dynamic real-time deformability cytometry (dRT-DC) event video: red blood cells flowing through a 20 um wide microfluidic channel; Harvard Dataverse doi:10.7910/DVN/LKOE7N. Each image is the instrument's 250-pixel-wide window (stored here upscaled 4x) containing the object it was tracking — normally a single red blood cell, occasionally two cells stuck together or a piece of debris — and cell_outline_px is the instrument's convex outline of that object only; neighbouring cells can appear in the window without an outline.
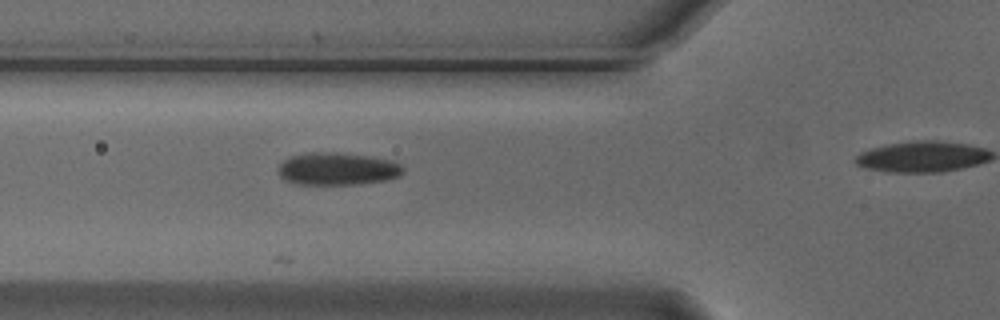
{"species": "Egyptian fruit bat (a non-hibernating species)", "species_latin": "Rousettus aegyptiacus", "temperature_condition": "cold", "stored_images_in_passage": 25, "camera_frame_rate_fps": 3000, "um_per_image_px": 0.085, "animal": {"sex": "male"}, "frame": {"image": 1, "passage_image": 4, "time_ms": 1.0, "image_size_px": [1000, 320], "cell_outline_px": [[404, 172], [400, 176], [388, 180], [360, 184], [300, 184], [288, 180], [280, 176], [276, 168], [288, 156], [308, 152], [336, 152], [372, 156], [392, 160], [400, 164], [404, 168]], "centroid_in_image_um": [28.71, 14.34], "position_along_channel_um": 97.1, "area_um2": 23.99}}
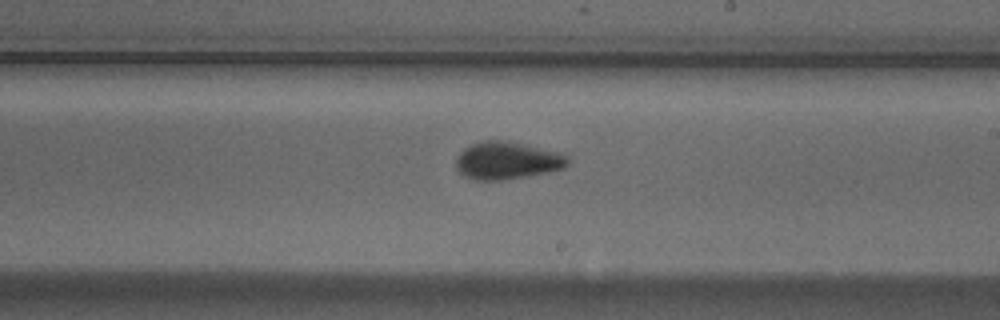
{"frame": {"image": 2, "passage_image": 16, "time_ms": 5.0, "image_size_px": [1000, 320], "cell_outline_px": [[568, 164], [564, 168], [548, 172], [528, 176], [500, 180], [476, 180], [464, 176], [456, 168], [456, 156], [464, 148], [472, 144], [484, 140], [504, 140], [560, 152], [568, 156]], "centroid_in_image_um": [43.09, 13.64], "position_along_channel_um": 245.9, "area_um2": 24.45}}
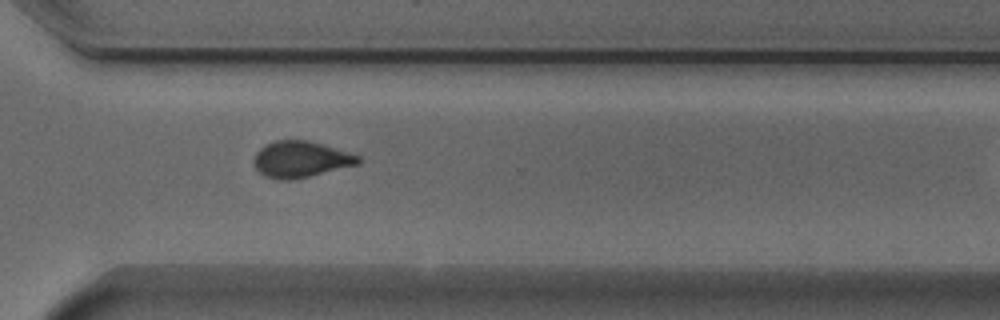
{"frame": {"image": 3, "passage_image": 24, "time_ms": 7.667, "image_size_px": [1000, 320], "cell_outline_px": [[360, 164], [292, 180], [280, 180], [264, 176], [256, 168], [252, 160], [256, 152], [260, 148], [276, 140], [308, 140], [348, 152], [360, 156]], "centroid_in_image_um": [25.54, 13.55], "position_along_channel_um": 345.1, "area_um2": 21.96}}